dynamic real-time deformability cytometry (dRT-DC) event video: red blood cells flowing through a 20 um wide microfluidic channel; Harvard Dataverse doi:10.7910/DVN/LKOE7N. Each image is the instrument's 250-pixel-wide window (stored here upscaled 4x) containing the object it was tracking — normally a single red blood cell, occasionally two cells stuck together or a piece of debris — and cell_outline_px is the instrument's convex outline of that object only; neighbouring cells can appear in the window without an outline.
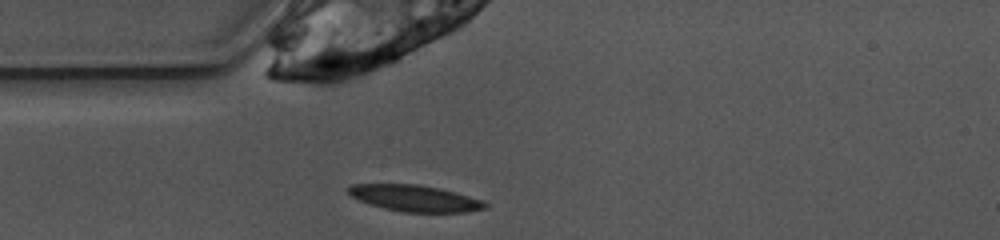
{"species": "common noctule bat (a hibernating species)", "species_latin": "Nyctalus noctula", "temperature_condition": "warm", "stored_images_in_passage": 39, "camera_frame_rate_fps": 3000, "um_per_image_px": 0.085, "animal": {"sex": "female", "body_mass_g": 10.0, "forearm_length_mm": 53.1}, "frame": {"image": 1, "passage_image": 1, "time_ms": 0.0, "image_size_px": [1000, 240], "cell_outline_px": [[488, 208], [464, 212], [404, 212], [384, 208], [368, 204], [352, 196], [344, 188], [352, 184], [420, 184], [440, 188], [456, 192], [484, 200], [488, 204]], "centroid_in_image_um": [35.28, 16.84], "position_along_channel_um": 49.7, "area_um2": 21.21}}
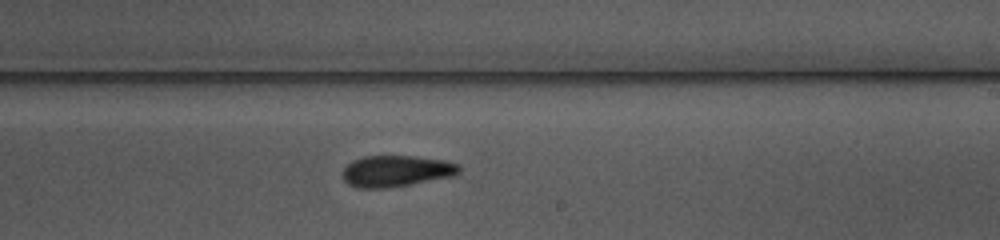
{"frame": {"image": 2, "passage_image": 17, "time_ms": 5.333, "image_size_px": [1000, 240], "cell_outline_px": [[460, 172], [456, 176], [384, 188], [356, 188], [348, 184], [344, 180], [344, 168], [352, 160], [364, 156], [412, 156], [444, 160], [460, 164]], "centroid_in_image_um": [33.7, 14.53], "position_along_channel_um": 255.3, "area_um2": 21.21}}
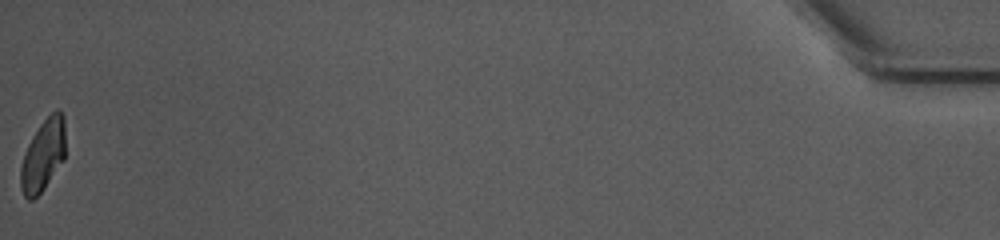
{"frame": {"image": 3, "passage_image": 39, "time_ms": 12.667, "image_size_px": [1000, 240], "cell_outline_px": [[64, 160], [44, 188], [32, 200], [28, 200], [24, 196], [20, 188], [20, 168], [24, 152], [32, 136], [40, 124], [56, 108], [64, 116]], "centroid_in_image_um": [3.64, 13.21], "position_along_channel_um": 431.6, "area_um2": 18.67}, "authors_computed_cell_mechanics": {"area_um2": 20.6924, "velocity_mm_per_s": 3.903, "shape_relaxation_time_tau1_ms": 6.1713, "shape_relaxation_time_tau2_ms": 5.7803, "deformation_change_tau1": 0.1841, "deformation_change_tau2": 0.1336}}